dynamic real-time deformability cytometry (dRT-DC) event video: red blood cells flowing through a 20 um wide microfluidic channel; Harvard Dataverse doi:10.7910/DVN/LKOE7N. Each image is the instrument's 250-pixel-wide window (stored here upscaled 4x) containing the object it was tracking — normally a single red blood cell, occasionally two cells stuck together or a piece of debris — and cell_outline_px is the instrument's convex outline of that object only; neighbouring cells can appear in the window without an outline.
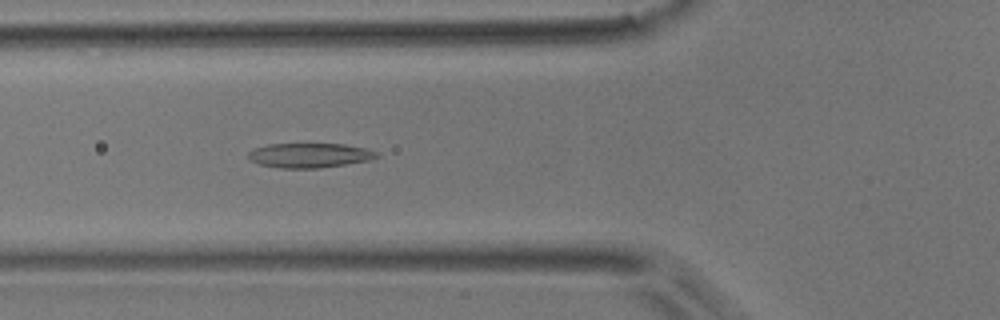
{"species": "common noctule bat (a hibernating species)", "species_latin": "Nyctalus noctula", "temperature_condition": "room temperature", "stored_images_in_passage": 36, "camera_frame_rate_fps": 3000, "um_per_image_px": 0.085, "animal": {"sex": "male", "body_mass_g": 17.9}, "frame": {"image": 1, "passage_image": 3, "time_ms": 0.667, "image_size_px": [1000, 320], "cell_outline_px": [[380, 156], [368, 160], [320, 168], [280, 168], [260, 164], [248, 160], [248, 152], [252, 148], [268, 144], [344, 144], [364, 148], [380, 152]], "centroid_in_image_um": [26.28, 13.2], "position_along_channel_um": 99.5, "area_um2": 18.44}}
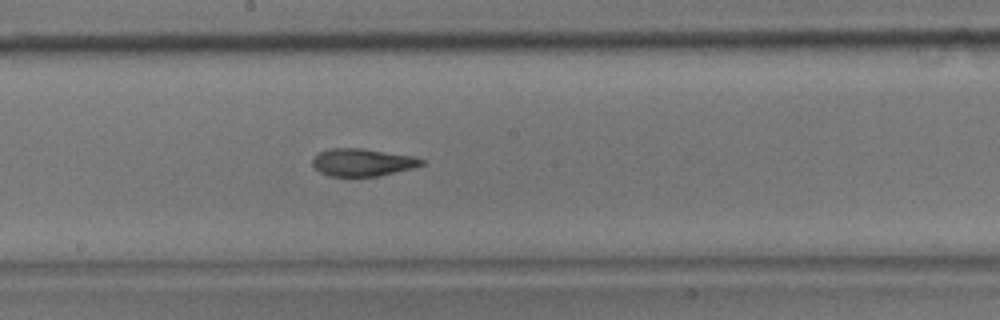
{"frame": {"image": 2, "passage_image": 12, "time_ms": 3.667, "image_size_px": [1000, 320], "cell_outline_px": [[424, 164], [412, 168], [376, 176], [328, 176], [320, 172], [312, 164], [312, 160], [320, 152], [328, 148], [360, 148], [412, 156], [424, 160]], "centroid_in_image_um": [30.78, 13.8], "position_along_channel_um": 217.4, "area_um2": 17.22}}
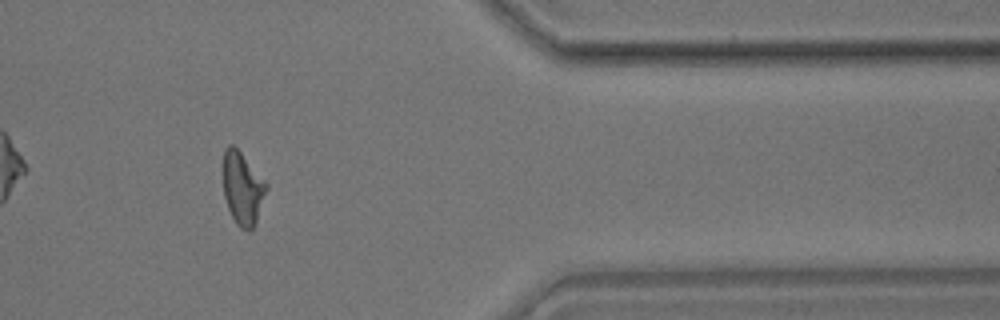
{"frame": {"image": 3, "passage_image": 27, "time_ms": 8.667, "image_size_px": [1000, 320], "cell_outline_px": [[268, 188], [256, 220], [252, 228], [248, 232], [240, 228], [236, 224], [228, 208], [224, 196], [224, 148], [228, 144], [232, 144], [240, 152], [268, 184]], "centroid_in_image_um": [20.62, 16.02], "position_along_channel_um": 390.8, "area_um2": 18.03}}